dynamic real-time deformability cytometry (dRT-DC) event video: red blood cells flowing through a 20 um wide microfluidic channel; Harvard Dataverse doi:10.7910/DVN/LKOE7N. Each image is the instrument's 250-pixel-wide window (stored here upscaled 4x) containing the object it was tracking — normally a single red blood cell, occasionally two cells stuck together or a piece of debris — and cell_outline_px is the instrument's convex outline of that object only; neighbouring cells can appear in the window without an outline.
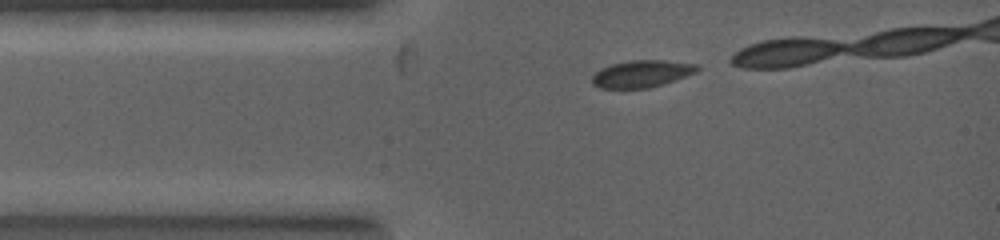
{"species": "common noctule bat (a hibernating species)", "species_latin": "Nyctalus noctula", "temperature_condition": "warm", "stored_images_in_passage": 5, "camera_frame_rate_fps": 5000, "um_per_image_px": 0.085, "animal": {"sex": "female", "body_mass_g": 19.0, "forearm_length_mm": 53.3}, "frame": {"image": 1, "passage_image": 1, "time_ms": 0.0, "image_size_px": [1000, 240], "cell_outline_px": [[700, 68], [696, 72], [664, 84], [648, 88], [600, 88], [592, 84], [592, 76], [600, 68], [612, 64], [632, 60], [664, 60], [696, 64]], "centroid_in_image_um": [54.53, 6.27], "position_along_channel_um": 30.5, "area_um2": 16.53}}